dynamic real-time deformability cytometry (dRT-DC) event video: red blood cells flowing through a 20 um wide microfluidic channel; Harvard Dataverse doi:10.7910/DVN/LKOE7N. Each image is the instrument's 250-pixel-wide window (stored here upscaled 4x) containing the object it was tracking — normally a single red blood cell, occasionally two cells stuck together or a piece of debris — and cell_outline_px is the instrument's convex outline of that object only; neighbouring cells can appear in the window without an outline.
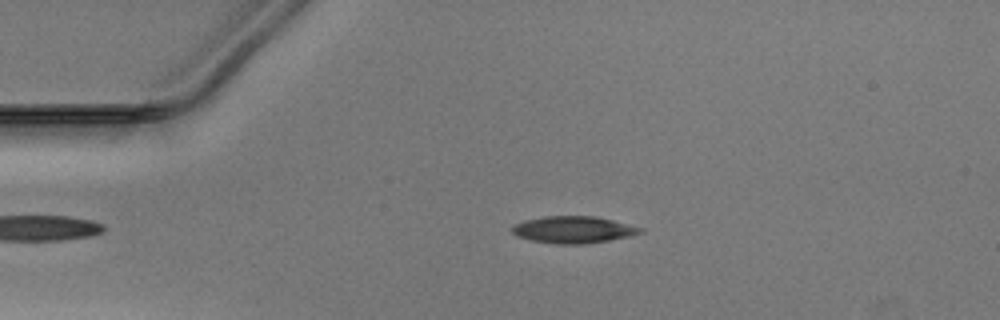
{"species": "Egyptian fruit bat (a non-hibernating species)", "species_latin": "Rousettus aegyptiacus", "temperature_condition": "warm", "stored_images_in_passage": 50, "camera_frame_rate_fps": 3000, "um_per_image_px": 0.085, "animal": {"sex": "male"}, "frame": {"image": 1, "passage_image": 10, "time_ms": 3.0, "image_size_px": [1000, 320], "cell_outline_px": [[644, 232], [628, 236], [608, 240], [580, 244], [556, 244], [532, 240], [516, 236], [512, 232], [512, 228], [516, 224], [524, 220], [544, 216], [596, 216], [644, 228]], "centroid_in_image_um": [48.73, 19.51], "position_along_channel_um": 36.3, "area_um2": 19.94}}
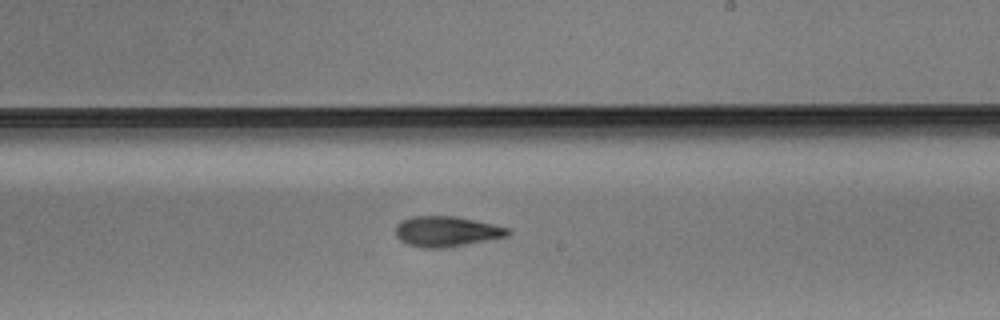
{"frame": {"image": 2, "passage_image": 29, "time_ms": 9.333, "image_size_px": [1000, 320], "cell_outline_px": [[512, 232], [508, 236], [488, 240], [444, 248], [424, 248], [408, 244], [400, 240], [396, 236], [396, 224], [412, 216], [456, 216], [512, 228]], "centroid_in_image_um": [37.99, 19.67], "position_along_channel_um": 251.0, "area_um2": 19.94}}
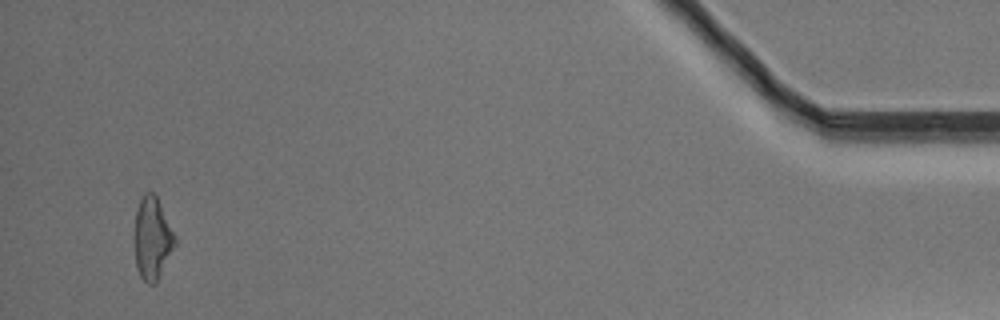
{"frame": {"image": 3, "passage_image": 48, "time_ms": 15.667, "image_size_px": [1000, 320], "cell_outline_px": [[176, 244], [156, 284], [148, 284], [140, 276], [136, 268], [136, 212], [140, 200], [144, 192], [152, 192], [156, 196], [176, 236]], "centroid_in_image_um": [12.97, 20.29], "position_along_channel_um": 422.2, "area_um2": 19.07}}